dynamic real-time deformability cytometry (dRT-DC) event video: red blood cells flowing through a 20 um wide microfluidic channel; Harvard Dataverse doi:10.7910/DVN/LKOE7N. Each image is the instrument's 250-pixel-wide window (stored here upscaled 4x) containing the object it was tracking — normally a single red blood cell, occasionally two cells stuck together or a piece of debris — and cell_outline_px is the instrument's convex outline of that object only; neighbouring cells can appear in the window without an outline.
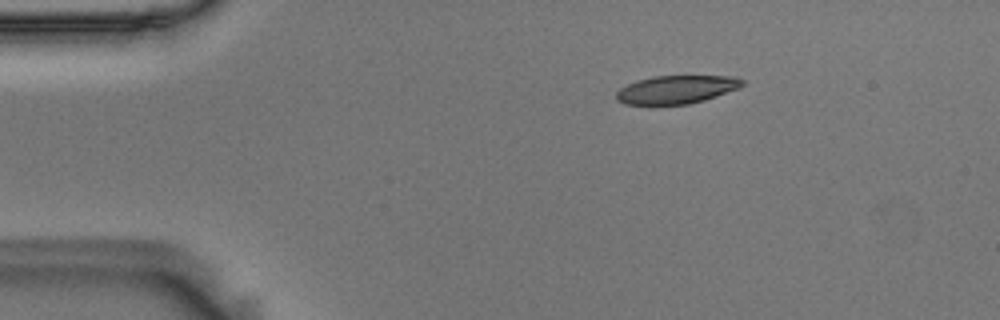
{"species": "Egyptian fruit bat (a non-hibernating species)", "species_latin": "Rousettus aegyptiacus", "temperature_condition": "room temperature", "stored_images_in_passage": 47, "camera_frame_rate_fps": 3000, "um_per_image_px": 0.085, "animal": {"sex": "male"}, "frame": {"image": 1, "passage_image": 1, "time_ms": 0.0, "image_size_px": [1000, 320], "cell_outline_px": [[744, 84], [740, 88], [704, 100], [688, 104], [624, 104], [616, 100], [616, 92], [620, 88], [636, 80], [656, 76], [736, 76], [744, 80]], "centroid_in_image_um": [57.51, 7.6], "position_along_channel_um": 27.5, "area_um2": 20.69}}
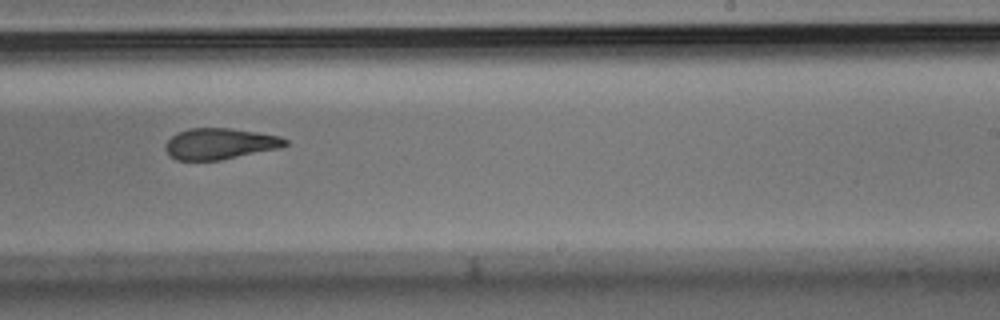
{"frame": {"image": 2, "passage_image": 26, "time_ms": 8.333, "image_size_px": [1000, 320], "cell_outline_px": [[288, 144], [280, 148], [220, 160], [176, 160], [164, 148], [164, 144], [172, 136], [188, 128], [232, 128], [280, 136], [288, 140]], "centroid_in_image_um": [18.7, 12.21], "position_along_channel_um": 270.3, "area_um2": 21.62}}
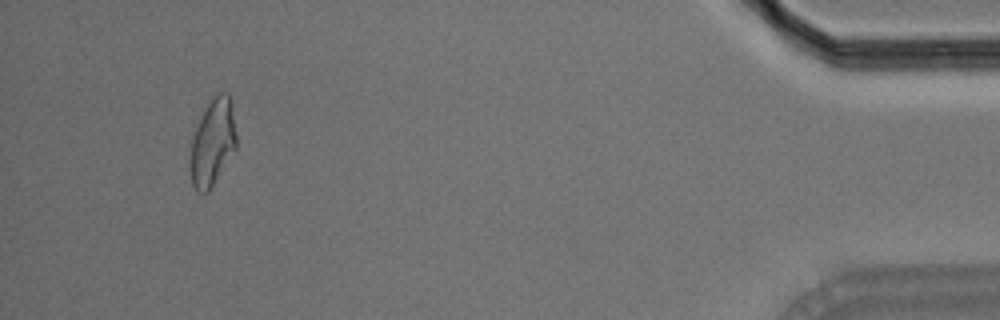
{"frame": {"image": 3, "passage_image": 44, "time_ms": 14.333, "image_size_px": [1000, 320], "cell_outline_px": [[236, 148], [208, 192], [196, 192], [192, 184], [188, 168], [188, 164], [192, 136], [204, 108], [220, 92], [228, 92], [232, 100], [236, 132]], "centroid_in_image_um": [18.05, 12.12], "position_along_channel_um": 417.2, "area_um2": 23.64}, "authors_computed_cell_mechanics": {"area_um2": 22.6576, "velocity_mm_per_s": 3.6146, "shape_relaxation_time_tau1_ms": 5.489, "shape_relaxation_time_tau2_ms": 3.6011, "deformation_change_tau1": 0.1842, "deformation_change_tau2": 0.1168}}